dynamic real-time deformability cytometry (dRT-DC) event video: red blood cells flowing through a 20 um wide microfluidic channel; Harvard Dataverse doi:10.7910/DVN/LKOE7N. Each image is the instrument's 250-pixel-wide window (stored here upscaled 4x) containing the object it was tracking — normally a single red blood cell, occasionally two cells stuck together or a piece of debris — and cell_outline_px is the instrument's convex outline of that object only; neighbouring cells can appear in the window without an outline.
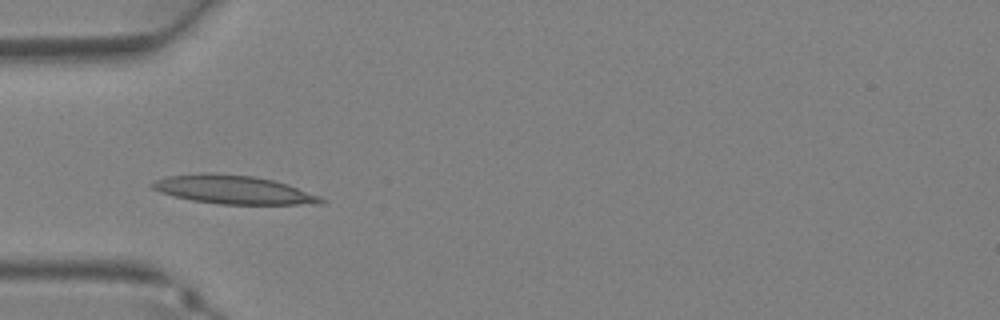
{"species": "Egyptian fruit bat (a non-hibernating species)", "species_latin": "Rousettus aegyptiacus", "temperature_condition": "warm", "stored_images_in_passage": 33, "camera_frame_rate_fps": 3000, "um_per_image_px": 0.085, "animal": {"sex": "female"}, "frame": {"image": 1, "passage_image": 8, "time_ms": 2.333, "image_size_px": [1000, 320], "cell_outline_px": [[328, 200], [320, 204], [220, 204], [192, 200], [160, 192], [152, 188], [148, 184], [156, 180], [168, 176], [200, 172], [216, 172], [252, 176], [272, 180], [288, 184], [320, 196]], "centroid_in_image_um": [19.84, 16.11], "position_along_channel_um": 65.2, "area_um2": 28.15}}
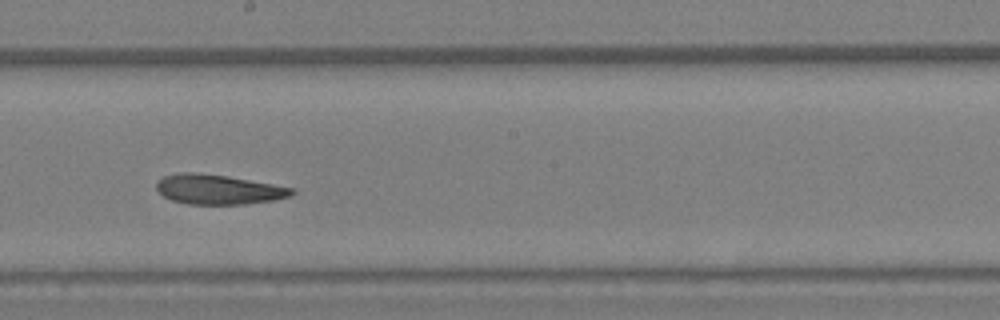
{"frame": {"image": 2, "passage_image": 17, "time_ms": 5.333, "image_size_px": [1000, 320], "cell_outline_px": [[296, 192], [292, 196], [272, 200], [244, 204], [188, 204], [172, 200], [164, 196], [156, 188], [156, 180], [164, 176], [180, 172], [200, 172], [228, 176], [296, 188]], "centroid_in_image_um": [18.57, 16.09], "position_along_channel_um": 229.6, "area_um2": 23.64}}
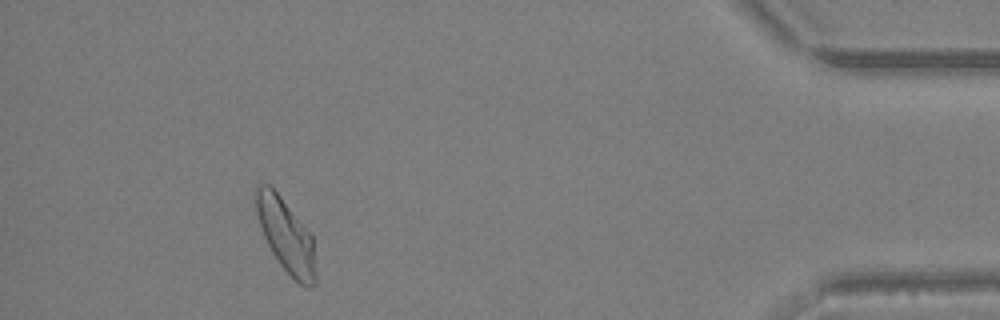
{"frame": {"image": 3, "passage_image": 30, "time_ms": 9.667, "image_size_px": [1000, 320], "cell_outline_px": [[316, 284], [308, 288], [304, 288], [280, 264], [272, 252], [264, 236], [256, 212], [252, 192], [256, 184], [268, 184], [280, 196], [312, 236], [316, 276]], "centroid_in_image_um": [24.27, 20.0], "position_along_channel_um": 410.9, "area_um2": 25.32}}